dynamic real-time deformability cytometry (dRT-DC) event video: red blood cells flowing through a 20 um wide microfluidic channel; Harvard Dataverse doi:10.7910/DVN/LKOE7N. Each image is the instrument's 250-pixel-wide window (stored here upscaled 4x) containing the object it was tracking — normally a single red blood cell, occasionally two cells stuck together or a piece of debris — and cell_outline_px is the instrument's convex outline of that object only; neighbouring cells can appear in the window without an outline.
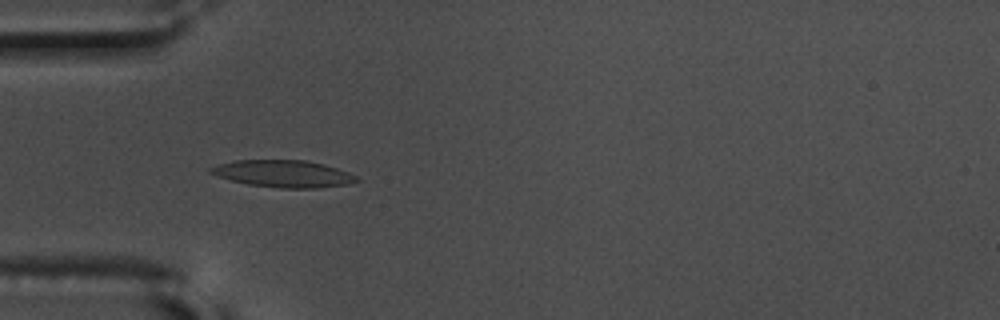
{"species": "common noctule bat (a hibernating species)", "species_latin": "Nyctalus noctula", "temperature_condition": "warm", "stored_images_in_passage": 57, "camera_frame_rate_fps": 3000, "um_per_image_px": 0.085, "animal": {"sex": "male", "body_mass_g": 17.5, "forearm_length_mm": 52.3}, "frame": {"image": 1, "passage_image": 18, "time_ms": 5.667, "image_size_px": [1000, 320], "cell_outline_px": [[360, 180], [348, 184], [316, 188], [280, 188], [248, 184], [216, 176], [208, 172], [208, 168], [220, 164], [236, 160], [304, 160], [324, 164], [348, 172], [356, 176]], "centroid_in_image_um": [24.07, 14.76], "position_along_channel_um": 60.9, "area_um2": 22.89}}
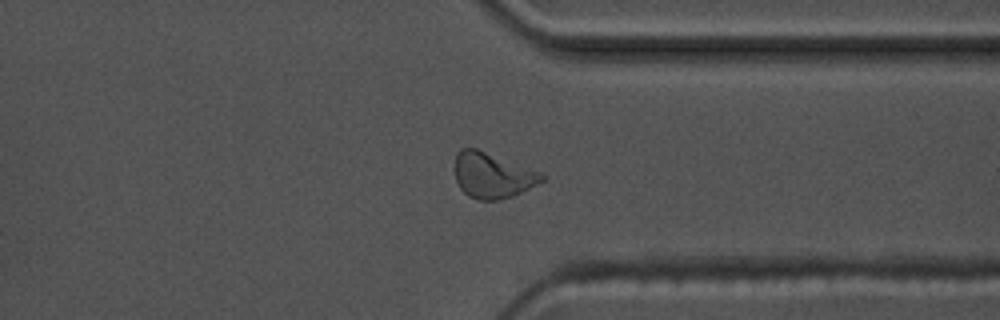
{"frame": {"image": 2, "passage_image": 44, "time_ms": 14.333, "image_size_px": [1000, 320], "cell_outline_px": [[548, 176], [544, 180], [512, 196], [500, 200], [480, 200], [468, 196], [460, 188], [456, 180], [456, 152], [460, 148], [476, 148], [540, 172]], "centroid_in_image_um": [41.85, 14.91], "position_along_channel_um": 369.6, "area_um2": 22.77}}
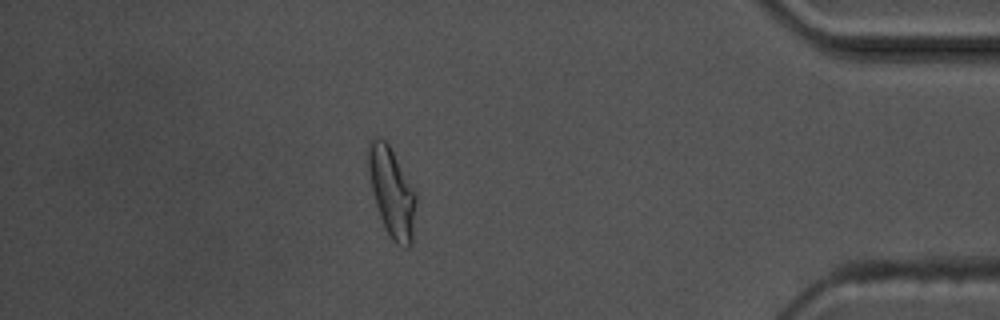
{"frame": {"image": 3, "passage_image": 50, "time_ms": 16.333, "image_size_px": [1000, 320], "cell_outline_px": [[416, 204], [412, 244], [408, 248], [404, 248], [396, 244], [392, 240], [384, 228], [376, 204], [368, 172], [368, 144], [376, 136], [384, 140], [388, 144], [416, 192]], "centroid_in_image_um": [33.32, 16.39], "position_along_channel_um": 401.9, "area_um2": 24.68}, "authors_computed_cell_mechanics": {"area_um2": 21.1548, "velocity_mm_per_s": 3.6083, "shape_relaxation_time_tau1_ms": 3.7133, "shape_relaxation_time_tau2_ms": 1.5694, "deformation_change_tau1": 0.1644, "deformation_change_tau2": 0.0953}}